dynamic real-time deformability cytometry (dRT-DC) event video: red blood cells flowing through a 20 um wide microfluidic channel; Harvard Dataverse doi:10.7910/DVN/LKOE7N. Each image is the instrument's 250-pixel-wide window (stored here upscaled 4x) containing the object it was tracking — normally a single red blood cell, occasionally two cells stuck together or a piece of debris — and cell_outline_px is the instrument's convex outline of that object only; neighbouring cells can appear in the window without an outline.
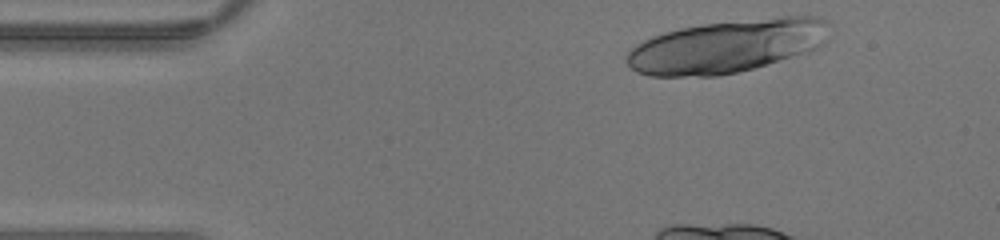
{"species": "human", "species_latin": "Homo sapiens", "temperature_condition": "warm", "stored_images_in_passage": 8, "camera_frame_rate_fps": 3000, "um_per_image_px": 0.085, "donor": {"sex": "male"}, "frame": {"image": 1, "passage_image": 1, "time_ms": 0.0, "image_size_px": [1000, 240], "cell_outline_px": [[828, 24], [824, 40], [816, 48], [808, 52], [752, 68], [736, 72], [716, 76], [648, 76], [636, 72], [624, 60], [628, 52], [636, 44], [652, 36], [664, 32], [680, 28], [704, 24], [784, 16], [816, 16], [824, 20]], "centroid_in_image_um": [61.72, 3.94], "position_along_channel_um": 23.3, "area_um2": 62.02}}